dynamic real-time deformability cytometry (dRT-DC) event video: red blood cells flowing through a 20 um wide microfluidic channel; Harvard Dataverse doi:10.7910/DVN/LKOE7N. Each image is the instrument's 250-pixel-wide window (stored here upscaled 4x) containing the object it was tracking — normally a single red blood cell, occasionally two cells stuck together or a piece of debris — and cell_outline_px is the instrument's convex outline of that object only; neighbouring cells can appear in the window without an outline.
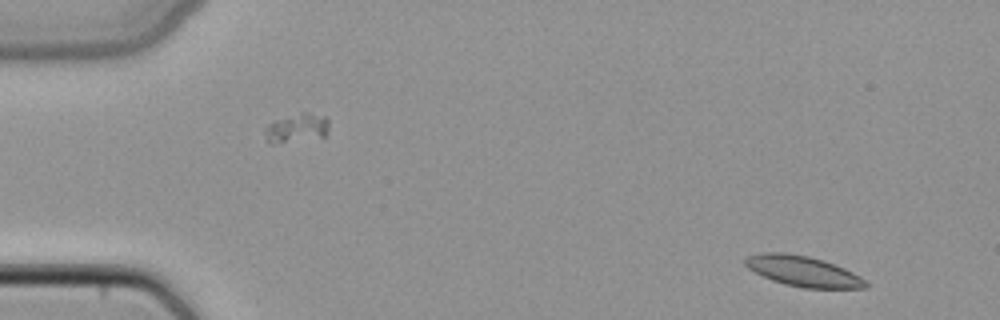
{"species": "common noctule bat (a hibernating species)", "species_latin": "Nyctalus noctula", "temperature_condition": "cold", "stored_images_in_passage": 46, "camera_frame_rate_fps": 3000, "um_per_image_px": 0.085, "animal": {"sex": "female", "body_mass_g": 22.7, "forearm_length_mm": 54.2}, "frame": {"image": 1, "passage_image": 1, "time_ms": 0.0, "image_size_px": [1000, 320], "cell_outline_px": [[868, 288], [804, 288], [784, 284], [772, 280], [748, 268], [744, 264], [744, 260], [748, 256], [764, 252], [788, 252], [808, 256], [824, 260], [844, 268], [860, 276], [868, 284]], "centroid_in_image_um": [68.26, 23.05], "position_along_channel_um": 16.7, "area_um2": 21.33}}
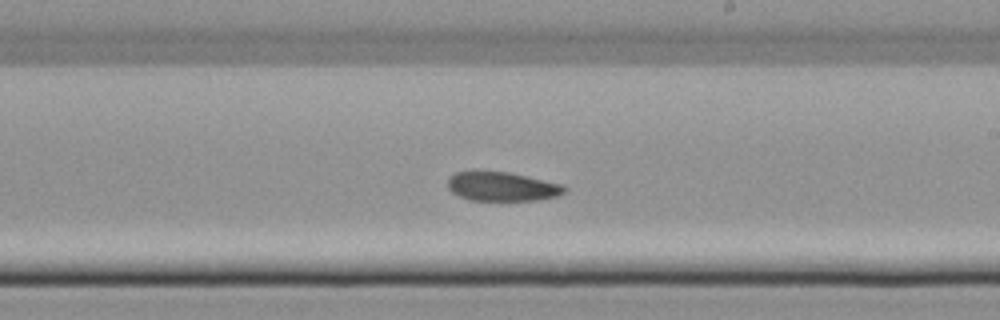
{"frame": {"image": 2, "passage_image": 26, "time_ms": 8.333, "image_size_px": [1000, 320], "cell_outline_px": [[568, 188], [564, 192], [556, 196], [536, 200], [472, 200], [460, 196], [452, 192], [448, 188], [448, 176], [456, 172], [472, 168], [476, 168], [508, 172], [560, 184]], "centroid_in_image_um": [42.57, 15.8], "position_along_channel_um": 246.4, "area_um2": 20.17}}
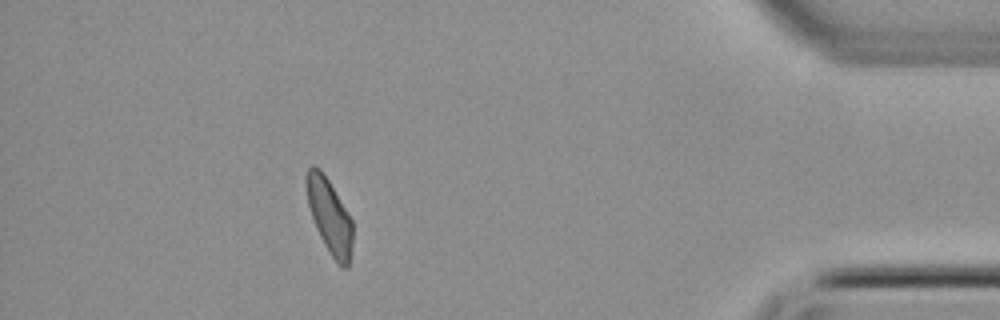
{"frame": {"image": 3, "passage_image": 41, "time_ms": 13.333, "image_size_px": [1000, 320], "cell_outline_px": [[352, 248], [348, 268], [344, 268], [332, 256], [324, 244], [316, 228], [308, 204], [304, 180], [304, 176], [308, 168], [312, 164], [316, 164], [320, 168], [328, 180], [352, 220]], "centroid_in_image_um": [27.98, 18.31], "position_along_channel_um": 407.2, "area_um2": 20.0}}